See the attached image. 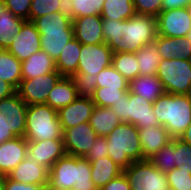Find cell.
Listing matches in <instances>:
<instances>
[{
    "label": "cell",
    "instance_id": "6da1fadb",
    "mask_svg": "<svg viewBox=\"0 0 191 190\" xmlns=\"http://www.w3.org/2000/svg\"><path fill=\"white\" fill-rule=\"evenodd\" d=\"M102 24L104 43L113 53H136L158 35L157 20L152 15L134 14L121 21L102 19Z\"/></svg>",
    "mask_w": 191,
    "mask_h": 190
},
{
    "label": "cell",
    "instance_id": "7a4b0ae2",
    "mask_svg": "<svg viewBox=\"0 0 191 190\" xmlns=\"http://www.w3.org/2000/svg\"><path fill=\"white\" fill-rule=\"evenodd\" d=\"M49 181L59 190H96L91 164L85 157L65 155L49 169Z\"/></svg>",
    "mask_w": 191,
    "mask_h": 190
},
{
    "label": "cell",
    "instance_id": "3957f363",
    "mask_svg": "<svg viewBox=\"0 0 191 190\" xmlns=\"http://www.w3.org/2000/svg\"><path fill=\"white\" fill-rule=\"evenodd\" d=\"M154 115L170 137L180 138L191 124V96L164 93L153 103Z\"/></svg>",
    "mask_w": 191,
    "mask_h": 190
},
{
    "label": "cell",
    "instance_id": "277c9868",
    "mask_svg": "<svg viewBox=\"0 0 191 190\" xmlns=\"http://www.w3.org/2000/svg\"><path fill=\"white\" fill-rule=\"evenodd\" d=\"M108 156L123 170L133 162L143 160L139 129L128 122H121L106 136Z\"/></svg>",
    "mask_w": 191,
    "mask_h": 190
},
{
    "label": "cell",
    "instance_id": "5b68a950",
    "mask_svg": "<svg viewBox=\"0 0 191 190\" xmlns=\"http://www.w3.org/2000/svg\"><path fill=\"white\" fill-rule=\"evenodd\" d=\"M62 134L58 111L46 104L27 106L24 135L27 141L63 139Z\"/></svg>",
    "mask_w": 191,
    "mask_h": 190
},
{
    "label": "cell",
    "instance_id": "8992f818",
    "mask_svg": "<svg viewBox=\"0 0 191 190\" xmlns=\"http://www.w3.org/2000/svg\"><path fill=\"white\" fill-rule=\"evenodd\" d=\"M153 103L142 96L129 92L123 94L112 110L117 114L121 122H128L138 129L159 125L154 115Z\"/></svg>",
    "mask_w": 191,
    "mask_h": 190
},
{
    "label": "cell",
    "instance_id": "52a82bcc",
    "mask_svg": "<svg viewBox=\"0 0 191 190\" xmlns=\"http://www.w3.org/2000/svg\"><path fill=\"white\" fill-rule=\"evenodd\" d=\"M157 77L161 81L165 93L191 94V60L162 59L157 69Z\"/></svg>",
    "mask_w": 191,
    "mask_h": 190
},
{
    "label": "cell",
    "instance_id": "ba28073f",
    "mask_svg": "<svg viewBox=\"0 0 191 190\" xmlns=\"http://www.w3.org/2000/svg\"><path fill=\"white\" fill-rule=\"evenodd\" d=\"M131 190H170L166 173L149 160L133 162L123 170Z\"/></svg>",
    "mask_w": 191,
    "mask_h": 190
},
{
    "label": "cell",
    "instance_id": "9c48e42d",
    "mask_svg": "<svg viewBox=\"0 0 191 190\" xmlns=\"http://www.w3.org/2000/svg\"><path fill=\"white\" fill-rule=\"evenodd\" d=\"M61 77L62 75L55 71L33 79L22 80L16 92L27 105L46 104L49 92Z\"/></svg>",
    "mask_w": 191,
    "mask_h": 190
},
{
    "label": "cell",
    "instance_id": "30bf717a",
    "mask_svg": "<svg viewBox=\"0 0 191 190\" xmlns=\"http://www.w3.org/2000/svg\"><path fill=\"white\" fill-rule=\"evenodd\" d=\"M113 51L105 44H81L77 73L96 77L103 69L112 65Z\"/></svg>",
    "mask_w": 191,
    "mask_h": 190
},
{
    "label": "cell",
    "instance_id": "8fae6325",
    "mask_svg": "<svg viewBox=\"0 0 191 190\" xmlns=\"http://www.w3.org/2000/svg\"><path fill=\"white\" fill-rule=\"evenodd\" d=\"M98 137L89 122H84L63 131L62 138L67 155L85 157Z\"/></svg>",
    "mask_w": 191,
    "mask_h": 190
},
{
    "label": "cell",
    "instance_id": "7c38bea8",
    "mask_svg": "<svg viewBox=\"0 0 191 190\" xmlns=\"http://www.w3.org/2000/svg\"><path fill=\"white\" fill-rule=\"evenodd\" d=\"M156 20L158 35L180 38L191 30V18L187 8L162 11Z\"/></svg>",
    "mask_w": 191,
    "mask_h": 190
},
{
    "label": "cell",
    "instance_id": "4fadbf2b",
    "mask_svg": "<svg viewBox=\"0 0 191 190\" xmlns=\"http://www.w3.org/2000/svg\"><path fill=\"white\" fill-rule=\"evenodd\" d=\"M27 106L17 92L0 100V113L5 115L6 129L15 137L25 135Z\"/></svg>",
    "mask_w": 191,
    "mask_h": 190
},
{
    "label": "cell",
    "instance_id": "5bb4252c",
    "mask_svg": "<svg viewBox=\"0 0 191 190\" xmlns=\"http://www.w3.org/2000/svg\"><path fill=\"white\" fill-rule=\"evenodd\" d=\"M40 33L35 24L26 21L20 32L14 36V41L7 50L19 61L27 60L32 54L41 50Z\"/></svg>",
    "mask_w": 191,
    "mask_h": 190
},
{
    "label": "cell",
    "instance_id": "9a60e30c",
    "mask_svg": "<svg viewBox=\"0 0 191 190\" xmlns=\"http://www.w3.org/2000/svg\"><path fill=\"white\" fill-rule=\"evenodd\" d=\"M65 155L63 139L27 141V156L47 169Z\"/></svg>",
    "mask_w": 191,
    "mask_h": 190
},
{
    "label": "cell",
    "instance_id": "2e32d148",
    "mask_svg": "<svg viewBox=\"0 0 191 190\" xmlns=\"http://www.w3.org/2000/svg\"><path fill=\"white\" fill-rule=\"evenodd\" d=\"M92 98L77 97L72 103L58 111V117L62 131L89 122L95 108Z\"/></svg>",
    "mask_w": 191,
    "mask_h": 190
},
{
    "label": "cell",
    "instance_id": "e0dca14e",
    "mask_svg": "<svg viewBox=\"0 0 191 190\" xmlns=\"http://www.w3.org/2000/svg\"><path fill=\"white\" fill-rule=\"evenodd\" d=\"M74 37L80 44H102L103 24L101 16H84L72 19Z\"/></svg>",
    "mask_w": 191,
    "mask_h": 190
},
{
    "label": "cell",
    "instance_id": "ac0fdd59",
    "mask_svg": "<svg viewBox=\"0 0 191 190\" xmlns=\"http://www.w3.org/2000/svg\"><path fill=\"white\" fill-rule=\"evenodd\" d=\"M27 157V140L15 137L0 143V172L6 176Z\"/></svg>",
    "mask_w": 191,
    "mask_h": 190
},
{
    "label": "cell",
    "instance_id": "d6986e66",
    "mask_svg": "<svg viewBox=\"0 0 191 190\" xmlns=\"http://www.w3.org/2000/svg\"><path fill=\"white\" fill-rule=\"evenodd\" d=\"M6 176L13 181L40 185L49 181V169L27 156Z\"/></svg>",
    "mask_w": 191,
    "mask_h": 190
},
{
    "label": "cell",
    "instance_id": "ffe728a7",
    "mask_svg": "<svg viewBox=\"0 0 191 190\" xmlns=\"http://www.w3.org/2000/svg\"><path fill=\"white\" fill-rule=\"evenodd\" d=\"M143 160H149L171 141L168 131L162 125L139 129Z\"/></svg>",
    "mask_w": 191,
    "mask_h": 190
},
{
    "label": "cell",
    "instance_id": "44dd1931",
    "mask_svg": "<svg viewBox=\"0 0 191 190\" xmlns=\"http://www.w3.org/2000/svg\"><path fill=\"white\" fill-rule=\"evenodd\" d=\"M154 41L157 44L161 59L184 58L191 60V43L186 37L173 38L157 35Z\"/></svg>",
    "mask_w": 191,
    "mask_h": 190
},
{
    "label": "cell",
    "instance_id": "7402d4cb",
    "mask_svg": "<svg viewBox=\"0 0 191 190\" xmlns=\"http://www.w3.org/2000/svg\"><path fill=\"white\" fill-rule=\"evenodd\" d=\"M55 71H57L55 60L42 50L32 54L21 64L22 80L33 79Z\"/></svg>",
    "mask_w": 191,
    "mask_h": 190
},
{
    "label": "cell",
    "instance_id": "603a6c76",
    "mask_svg": "<svg viewBox=\"0 0 191 190\" xmlns=\"http://www.w3.org/2000/svg\"><path fill=\"white\" fill-rule=\"evenodd\" d=\"M78 97L77 90L70 77L62 76L49 92L46 105L59 111L61 108L68 106Z\"/></svg>",
    "mask_w": 191,
    "mask_h": 190
},
{
    "label": "cell",
    "instance_id": "cb8c5ba5",
    "mask_svg": "<svg viewBox=\"0 0 191 190\" xmlns=\"http://www.w3.org/2000/svg\"><path fill=\"white\" fill-rule=\"evenodd\" d=\"M129 92L142 96L150 103H154L158 97L165 93L162 83L157 75H139L137 78L129 82Z\"/></svg>",
    "mask_w": 191,
    "mask_h": 190
},
{
    "label": "cell",
    "instance_id": "d4e9b609",
    "mask_svg": "<svg viewBox=\"0 0 191 190\" xmlns=\"http://www.w3.org/2000/svg\"><path fill=\"white\" fill-rule=\"evenodd\" d=\"M91 164V179L97 189H101L113 178L123 173V169L118 166L109 156L99 158Z\"/></svg>",
    "mask_w": 191,
    "mask_h": 190
},
{
    "label": "cell",
    "instance_id": "484cf974",
    "mask_svg": "<svg viewBox=\"0 0 191 190\" xmlns=\"http://www.w3.org/2000/svg\"><path fill=\"white\" fill-rule=\"evenodd\" d=\"M81 54V44L74 37L55 60L57 71L65 77H70L77 73L79 58Z\"/></svg>",
    "mask_w": 191,
    "mask_h": 190
},
{
    "label": "cell",
    "instance_id": "4316f807",
    "mask_svg": "<svg viewBox=\"0 0 191 190\" xmlns=\"http://www.w3.org/2000/svg\"><path fill=\"white\" fill-rule=\"evenodd\" d=\"M41 50L56 60L63 49L74 38L73 31H45L39 32Z\"/></svg>",
    "mask_w": 191,
    "mask_h": 190
},
{
    "label": "cell",
    "instance_id": "83f0119b",
    "mask_svg": "<svg viewBox=\"0 0 191 190\" xmlns=\"http://www.w3.org/2000/svg\"><path fill=\"white\" fill-rule=\"evenodd\" d=\"M121 121L117 114L109 107L95 106L89 124L98 136L106 137Z\"/></svg>",
    "mask_w": 191,
    "mask_h": 190
},
{
    "label": "cell",
    "instance_id": "f1b7e54d",
    "mask_svg": "<svg viewBox=\"0 0 191 190\" xmlns=\"http://www.w3.org/2000/svg\"><path fill=\"white\" fill-rule=\"evenodd\" d=\"M135 55L137 62L140 64L139 75H157V69L162 59L155 41L143 45Z\"/></svg>",
    "mask_w": 191,
    "mask_h": 190
},
{
    "label": "cell",
    "instance_id": "f546056e",
    "mask_svg": "<svg viewBox=\"0 0 191 190\" xmlns=\"http://www.w3.org/2000/svg\"><path fill=\"white\" fill-rule=\"evenodd\" d=\"M21 64L7 49H0V80L7 81L17 89L22 81Z\"/></svg>",
    "mask_w": 191,
    "mask_h": 190
},
{
    "label": "cell",
    "instance_id": "4dcf8cb0",
    "mask_svg": "<svg viewBox=\"0 0 191 190\" xmlns=\"http://www.w3.org/2000/svg\"><path fill=\"white\" fill-rule=\"evenodd\" d=\"M35 24L38 32L45 31H73L72 17L67 11H58L36 18Z\"/></svg>",
    "mask_w": 191,
    "mask_h": 190
},
{
    "label": "cell",
    "instance_id": "1f68e13d",
    "mask_svg": "<svg viewBox=\"0 0 191 190\" xmlns=\"http://www.w3.org/2000/svg\"><path fill=\"white\" fill-rule=\"evenodd\" d=\"M26 20L14 16L6 10L0 16V49H7L15 40Z\"/></svg>",
    "mask_w": 191,
    "mask_h": 190
},
{
    "label": "cell",
    "instance_id": "d6a6232c",
    "mask_svg": "<svg viewBox=\"0 0 191 190\" xmlns=\"http://www.w3.org/2000/svg\"><path fill=\"white\" fill-rule=\"evenodd\" d=\"M135 14L133 0H105L102 11V19L125 20Z\"/></svg>",
    "mask_w": 191,
    "mask_h": 190
},
{
    "label": "cell",
    "instance_id": "836d02e7",
    "mask_svg": "<svg viewBox=\"0 0 191 190\" xmlns=\"http://www.w3.org/2000/svg\"><path fill=\"white\" fill-rule=\"evenodd\" d=\"M139 63L135 53L123 52L113 53L112 66L128 81H132L139 76Z\"/></svg>",
    "mask_w": 191,
    "mask_h": 190
},
{
    "label": "cell",
    "instance_id": "e575fe53",
    "mask_svg": "<svg viewBox=\"0 0 191 190\" xmlns=\"http://www.w3.org/2000/svg\"><path fill=\"white\" fill-rule=\"evenodd\" d=\"M67 12L74 18L100 16L105 0H66Z\"/></svg>",
    "mask_w": 191,
    "mask_h": 190
},
{
    "label": "cell",
    "instance_id": "d590c367",
    "mask_svg": "<svg viewBox=\"0 0 191 190\" xmlns=\"http://www.w3.org/2000/svg\"><path fill=\"white\" fill-rule=\"evenodd\" d=\"M58 11H67L66 0H32L29 21Z\"/></svg>",
    "mask_w": 191,
    "mask_h": 190
},
{
    "label": "cell",
    "instance_id": "8d00e7d4",
    "mask_svg": "<svg viewBox=\"0 0 191 190\" xmlns=\"http://www.w3.org/2000/svg\"><path fill=\"white\" fill-rule=\"evenodd\" d=\"M149 161L163 173H167L176 168L175 161V138L160 149Z\"/></svg>",
    "mask_w": 191,
    "mask_h": 190
},
{
    "label": "cell",
    "instance_id": "74e56055",
    "mask_svg": "<svg viewBox=\"0 0 191 190\" xmlns=\"http://www.w3.org/2000/svg\"><path fill=\"white\" fill-rule=\"evenodd\" d=\"M128 90L129 88H96L91 98L96 106L112 108Z\"/></svg>",
    "mask_w": 191,
    "mask_h": 190
},
{
    "label": "cell",
    "instance_id": "f35d334b",
    "mask_svg": "<svg viewBox=\"0 0 191 190\" xmlns=\"http://www.w3.org/2000/svg\"><path fill=\"white\" fill-rule=\"evenodd\" d=\"M96 78L97 88H129V82L112 65L103 69Z\"/></svg>",
    "mask_w": 191,
    "mask_h": 190
},
{
    "label": "cell",
    "instance_id": "ab89813d",
    "mask_svg": "<svg viewBox=\"0 0 191 190\" xmlns=\"http://www.w3.org/2000/svg\"><path fill=\"white\" fill-rule=\"evenodd\" d=\"M74 86L77 90L78 97H89L93 96L95 89L97 88V78L90 77L84 73H75L70 76Z\"/></svg>",
    "mask_w": 191,
    "mask_h": 190
},
{
    "label": "cell",
    "instance_id": "60d3db41",
    "mask_svg": "<svg viewBox=\"0 0 191 190\" xmlns=\"http://www.w3.org/2000/svg\"><path fill=\"white\" fill-rule=\"evenodd\" d=\"M170 190H191V175L182 168H174L166 173Z\"/></svg>",
    "mask_w": 191,
    "mask_h": 190
},
{
    "label": "cell",
    "instance_id": "b9f144b4",
    "mask_svg": "<svg viewBox=\"0 0 191 190\" xmlns=\"http://www.w3.org/2000/svg\"><path fill=\"white\" fill-rule=\"evenodd\" d=\"M176 168H182L191 175V145L179 138H175V161Z\"/></svg>",
    "mask_w": 191,
    "mask_h": 190
},
{
    "label": "cell",
    "instance_id": "7bdbcfd3",
    "mask_svg": "<svg viewBox=\"0 0 191 190\" xmlns=\"http://www.w3.org/2000/svg\"><path fill=\"white\" fill-rule=\"evenodd\" d=\"M163 0H133L135 14L157 17L162 12Z\"/></svg>",
    "mask_w": 191,
    "mask_h": 190
},
{
    "label": "cell",
    "instance_id": "ee69618b",
    "mask_svg": "<svg viewBox=\"0 0 191 190\" xmlns=\"http://www.w3.org/2000/svg\"><path fill=\"white\" fill-rule=\"evenodd\" d=\"M7 10L14 16L29 21L32 0H3Z\"/></svg>",
    "mask_w": 191,
    "mask_h": 190
},
{
    "label": "cell",
    "instance_id": "f6af8a7d",
    "mask_svg": "<svg viewBox=\"0 0 191 190\" xmlns=\"http://www.w3.org/2000/svg\"><path fill=\"white\" fill-rule=\"evenodd\" d=\"M108 150H107V142L106 137L98 136L95 142L92 144V147L85 158L89 162H93L98 160L99 158L107 157Z\"/></svg>",
    "mask_w": 191,
    "mask_h": 190
},
{
    "label": "cell",
    "instance_id": "bcb514c9",
    "mask_svg": "<svg viewBox=\"0 0 191 190\" xmlns=\"http://www.w3.org/2000/svg\"><path fill=\"white\" fill-rule=\"evenodd\" d=\"M103 190H131L130 184L124 173L113 178L110 182L102 187Z\"/></svg>",
    "mask_w": 191,
    "mask_h": 190
},
{
    "label": "cell",
    "instance_id": "7dc6e473",
    "mask_svg": "<svg viewBox=\"0 0 191 190\" xmlns=\"http://www.w3.org/2000/svg\"><path fill=\"white\" fill-rule=\"evenodd\" d=\"M38 185L17 182L4 176V190H37Z\"/></svg>",
    "mask_w": 191,
    "mask_h": 190
},
{
    "label": "cell",
    "instance_id": "c3c4849f",
    "mask_svg": "<svg viewBox=\"0 0 191 190\" xmlns=\"http://www.w3.org/2000/svg\"><path fill=\"white\" fill-rule=\"evenodd\" d=\"M190 5V0H163L162 11L178 8H187Z\"/></svg>",
    "mask_w": 191,
    "mask_h": 190
},
{
    "label": "cell",
    "instance_id": "681fc988",
    "mask_svg": "<svg viewBox=\"0 0 191 190\" xmlns=\"http://www.w3.org/2000/svg\"><path fill=\"white\" fill-rule=\"evenodd\" d=\"M15 138L10 130L6 129L5 115L0 113V143Z\"/></svg>",
    "mask_w": 191,
    "mask_h": 190
},
{
    "label": "cell",
    "instance_id": "f907efd6",
    "mask_svg": "<svg viewBox=\"0 0 191 190\" xmlns=\"http://www.w3.org/2000/svg\"><path fill=\"white\" fill-rule=\"evenodd\" d=\"M16 89L10 85L7 81L0 80V100L13 95Z\"/></svg>",
    "mask_w": 191,
    "mask_h": 190
},
{
    "label": "cell",
    "instance_id": "816d5d0a",
    "mask_svg": "<svg viewBox=\"0 0 191 190\" xmlns=\"http://www.w3.org/2000/svg\"><path fill=\"white\" fill-rule=\"evenodd\" d=\"M182 141L187 143L188 145H191V124L186 128L184 133L180 136Z\"/></svg>",
    "mask_w": 191,
    "mask_h": 190
},
{
    "label": "cell",
    "instance_id": "f5cc1de1",
    "mask_svg": "<svg viewBox=\"0 0 191 190\" xmlns=\"http://www.w3.org/2000/svg\"><path fill=\"white\" fill-rule=\"evenodd\" d=\"M37 190H59L56 187H54L50 181L44 183V184H40L38 185V189Z\"/></svg>",
    "mask_w": 191,
    "mask_h": 190
},
{
    "label": "cell",
    "instance_id": "db71d44e",
    "mask_svg": "<svg viewBox=\"0 0 191 190\" xmlns=\"http://www.w3.org/2000/svg\"><path fill=\"white\" fill-rule=\"evenodd\" d=\"M7 10L6 5L3 0H0V16L2 15L3 12Z\"/></svg>",
    "mask_w": 191,
    "mask_h": 190
},
{
    "label": "cell",
    "instance_id": "11a10c76",
    "mask_svg": "<svg viewBox=\"0 0 191 190\" xmlns=\"http://www.w3.org/2000/svg\"><path fill=\"white\" fill-rule=\"evenodd\" d=\"M0 190H4V177L0 178Z\"/></svg>",
    "mask_w": 191,
    "mask_h": 190
},
{
    "label": "cell",
    "instance_id": "9f6ffc18",
    "mask_svg": "<svg viewBox=\"0 0 191 190\" xmlns=\"http://www.w3.org/2000/svg\"><path fill=\"white\" fill-rule=\"evenodd\" d=\"M185 37L189 40L191 43V30L185 35Z\"/></svg>",
    "mask_w": 191,
    "mask_h": 190
},
{
    "label": "cell",
    "instance_id": "6f0895ef",
    "mask_svg": "<svg viewBox=\"0 0 191 190\" xmlns=\"http://www.w3.org/2000/svg\"><path fill=\"white\" fill-rule=\"evenodd\" d=\"M189 14H190V18H191V4L187 7Z\"/></svg>",
    "mask_w": 191,
    "mask_h": 190
}]
</instances>
